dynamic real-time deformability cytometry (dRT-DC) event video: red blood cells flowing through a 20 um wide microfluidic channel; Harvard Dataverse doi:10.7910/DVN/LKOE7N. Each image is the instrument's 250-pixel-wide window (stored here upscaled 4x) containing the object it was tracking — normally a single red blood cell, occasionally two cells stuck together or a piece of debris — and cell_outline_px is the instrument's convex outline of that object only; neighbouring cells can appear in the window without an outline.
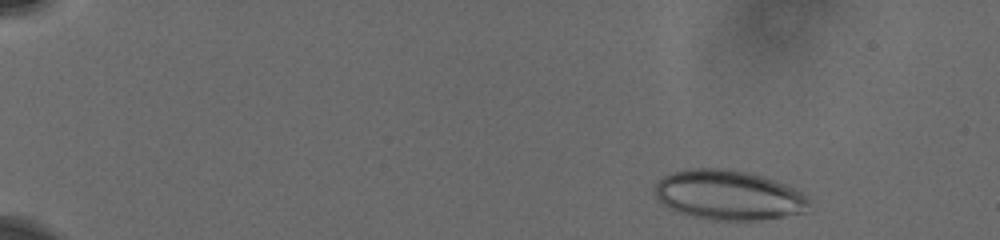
{"species": "human", "species_latin": "Homo sapiens", "temperature_condition": "cold", "stored_images_in_passage": 8, "camera_frame_rate_fps": 3000, "um_per_image_px": 0.085, "donor": {"sex": "male"}, "frame": {"image": 1, "passage_image": 1, "time_ms": 0.0, "image_size_px": [1000, 240], "cell_outline_px": [[808, 212], [760, 220], [708, 220], [692, 216], [668, 208], [652, 192], [652, 188], [664, 176], [672, 172], [692, 168], [720, 168], [748, 172], [764, 176], [776, 180], [808, 196]], "centroid_in_image_um": [61.92, 16.58], "position_along_channel_um": 23.1, "area_um2": 44.85}}